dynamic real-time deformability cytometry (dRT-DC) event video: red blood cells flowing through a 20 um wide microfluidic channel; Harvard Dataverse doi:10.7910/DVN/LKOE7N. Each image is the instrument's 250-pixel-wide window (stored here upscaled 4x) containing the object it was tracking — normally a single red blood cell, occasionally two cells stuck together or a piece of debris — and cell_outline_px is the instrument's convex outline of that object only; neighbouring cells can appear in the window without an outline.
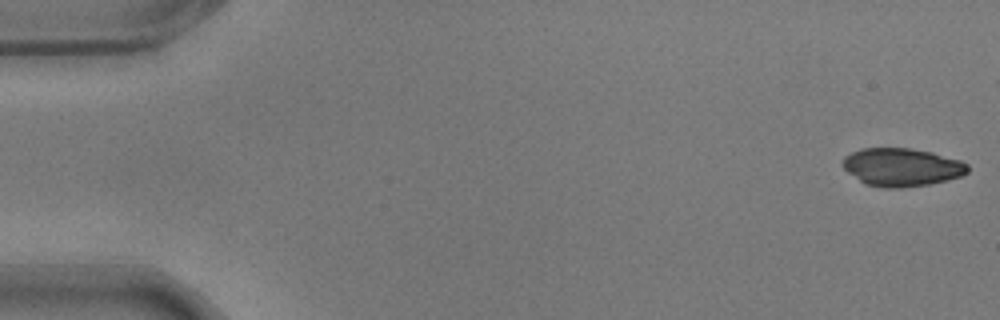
{"species": "common noctule bat (a hibernating species)", "species_latin": "Nyctalus noctula", "temperature_condition": "warm", "stored_images_in_passage": 17, "camera_frame_rate_fps": 3000, "um_per_image_px": 0.085, "animal": {"sex": "male", "body_mass_g": 17.9}, "frame": {"image": 1, "passage_image": 1, "time_ms": 0.0, "image_size_px": [1000, 320], "cell_outline_px": [[968, 172], [960, 176], [948, 180], [928, 184], [900, 188], [884, 188], [864, 184], [848, 172], [840, 164], [844, 156], [860, 148], [908, 148], [932, 152], [960, 160], [968, 164]], "centroid_in_image_um": [76.62, 14.21], "position_along_channel_um": 8.4, "area_um2": 27.86}}